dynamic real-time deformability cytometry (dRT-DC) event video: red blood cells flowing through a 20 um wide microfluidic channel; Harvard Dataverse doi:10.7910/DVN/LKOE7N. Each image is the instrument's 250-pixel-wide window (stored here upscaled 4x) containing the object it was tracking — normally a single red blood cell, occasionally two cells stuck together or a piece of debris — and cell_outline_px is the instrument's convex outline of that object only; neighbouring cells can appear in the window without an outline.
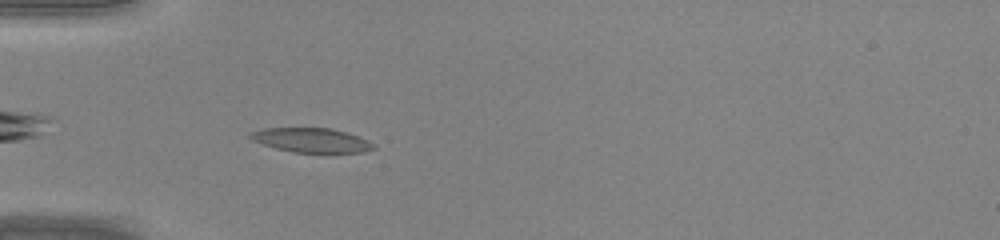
{"species": "common noctule bat (a hibernating species)", "species_latin": "Nyctalus noctula", "temperature_condition": "warm", "stored_images_in_passage": 34, "camera_frame_rate_fps": 3000, "um_per_image_px": 0.085, "animal": {"sex": "male", "body_mass_g": 20.0, "forearm_length_mm": 53.3}, "frame": {"image": 1, "passage_image": 3, "time_ms": 0.667, "image_size_px": [1000, 240], "cell_outline_px": [[376, 148], [364, 152], [292, 152], [276, 148], [252, 140], [248, 136], [248, 132], [264, 128], [332, 128], [368, 140], [376, 144]], "centroid_in_image_um": [26.46, 11.91], "position_along_channel_um": 58.5, "area_um2": 17.4}}
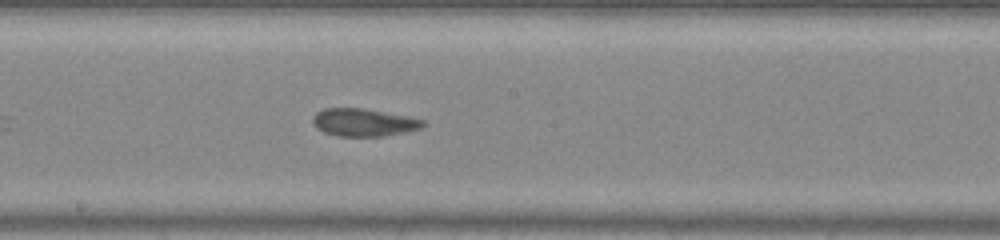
{"frame": {"image": 2, "passage_image": 14, "time_ms": 4.333, "image_size_px": [1000, 240], "cell_outline_px": [[428, 124], [420, 128], [384, 136], [336, 136], [324, 132], [316, 128], [312, 120], [312, 116], [316, 112], [324, 108], [364, 108], [408, 116], [424, 120]], "centroid_in_image_um": [30.89, 10.4], "position_along_channel_um": 217.3, "area_um2": 17.86}}
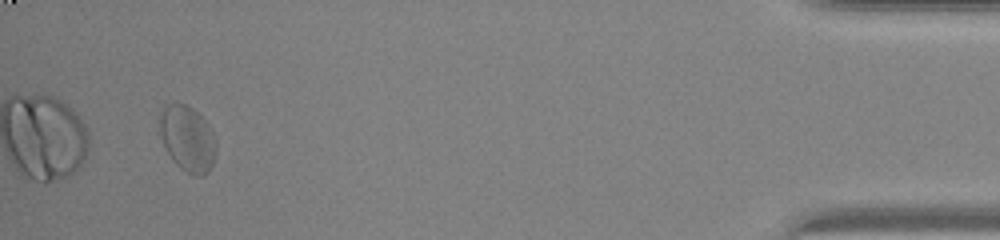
{"frame": {"image": 3, "passage_image": 32, "time_ms": 10.333, "image_size_px": [1000, 240], "cell_outline_px": [[216, 152], [212, 164], [208, 172], [204, 176], [196, 176], [180, 168], [172, 160], [164, 144], [160, 132], [156, 116], [164, 104], [176, 100], [192, 108], [204, 120], [212, 132], [216, 140]], "centroid_in_image_um": [15.89, 11.73], "position_along_channel_um": 419.3, "area_um2": 22.02}}